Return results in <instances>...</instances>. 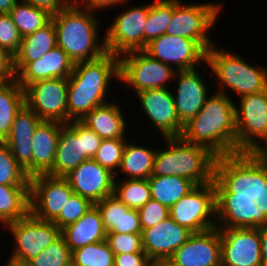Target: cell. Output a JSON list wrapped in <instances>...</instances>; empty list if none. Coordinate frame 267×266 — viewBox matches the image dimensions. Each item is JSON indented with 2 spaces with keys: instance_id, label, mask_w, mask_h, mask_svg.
<instances>
[{
  "instance_id": "cell-1",
  "label": "cell",
  "mask_w": 267,
  "mask_h": 266,
  "mask_svg": "<svg viewBox=\"0 0 267 266\" xmlns=\"http://www.w3.org/2000/svg\"><path fill=\"white\" fill-rule=\"evenodd\" d=\"M237 197L236 169L228 167L214 182L196 186L176 202L169 209L170 217L191 232L201 233L217 227Z\"/></svg>"
},
{
  "instance_id": "cell-2",
  "label": "cell",
  "mask_w": 267,
  "mask_h": 266,
  "mask_svg": "<svg viewBox=\"0 0 267 266\" xmlns=\"http://www.w3.org/2000/svg\"><path fill=\"white\" fill-rule=\"evenodd\" d=\"M209 97L184 125L181 137L209 148L228 167L236 169V105L227 94L215 92Z\"/></svg>"
},
{
  "instance_id": "cell-3",
  "label": "cell",
  "mask_w": 267,
  "mask_h": 266,
  "mask_svg": "<svg viewBox=\"0 0 267 266\" xmlns=\"http://www.w3.org/2000/svg\"><path fill=\"white\" fill-rule=\"evenodd\" d=\"M218 228L221 266H262L259 197L238 196Z\"/></svg>"
},
{
  "instance_id": "cell-4",
  "label": "cell",
  "mask_w": 267,
  "mask_h": 266,
  "mask_svg": "<svg viewBox=\"0 0 267 266\" xmlns=\"http://www.w3.org/2000/svg\"><path fill=\"white\" fill-rule=\"evenodd\" d=\"M166 148L155 153V176H180L196 186L214 182L228 166L209 148L185 141L182 137L165 138Z\"/></svg>"
},
{
  "instance_id": "cell-5",
  "label": "cell",
  "mask_w": 267,
  "mask_h": 266,
  "mask_svg": "<svg viewBox=\"0 0 267 266\" xmlns=\"http://www.w3.org/2000/svg\"><path fill=\"white\" fill-rule=\"evenodd\" d=\"M119 79V56L105 53L102 57L75 63L68 79V123L79 121L94 108L108 103L110 80Z\"/></svg>"
},
{
  "instance_id": "cell-6",
  "label": "cell",
  "mask_w": 267,
  "mask_h": 266,
  "mask_svg": "<svg viewBox=\"0 0 267 266\" xmlns=\"http://www.w3.org/2000/svg\"><path fill=\"white\" fill-rule=\"evenodd\" d=\"M51 20L55 26L57 46L74 64L96 60L107 53L105 38L102 42L98 39L100 25L95 19L94 11L70 2Z\"/></svg>"
},
{
  "instance_id": "cell-7",
  "label": "cell",
  "mask_w": 267,
  "mask_h": 266,
  "mask_svg": "<svg viewBox=\"0 0 267 266\" xmlns=\"http://www.w3.org/2000/svg\"><path fill=\"white\" fill-rule=\"evenodd\" d=\"M217 44L207 51L206 64L220 81L219 93L226 94L225 86L240 97L267 89V68L250 66L237 53L217 49Z\"/></svg>"
},
{
  "instance_id": "cell-8",
  "label": "cell",
  "mask_w": 267,
  "mask_h": 266,
  "mask_svg": "<svg viewBox=\"0 0 267 266\" xmlns=\"http://www.w3.org/2000/svg\"><path fill=\"white\" fill-rule=\"evenodd\" d=\"M181 3L180 0H172V17L165 34L195 40L208 51L216 43L206 34L218 19L222 5Z\"/></svg>"
},
{
  "instance_id": "cell-9",
  "label": "cell",
  "mask_w": 267,
  "mask_h": 266,
  "mask_svg": "<svg viewBox=\"0 0 267 266\" xmlns=\"http://www.w3.org/2000/svg\"><path fill=\"white\" fill-rule=\"evenodd\" d=\"M5 227L11 230L16 242L7 260L11 266H24L61 236V229L53 221L39 220L31 213Z\"/></svg>"
},
{
  "instance_id": "cell-10",
  "label": "cell",
  "mask_w": 267,
  "mask_h": 266,
  "mask_svg": "<svg viewBox=\"0 0 267 266\" xmlns=\"http://www.w3.org/2000/svg\"><path fill=\"white\" fill-rule=\"evenodd\" d=\"M240 98V108L236 107V169L243 157L267 137V89Z\"/></svg>"
},
{
  "instance_id": "cell-11",
  "label": "cell",
  "mask_w": 267,
  "mask_h": 266,
  "mask_svg": "<svg viewBox=\"0 0 267 266\" xmlns=\"http://www.w3.org/2000/svg\"><path fill=\"white\" fill-rule=\"evenodd\" d=\"M176 67L150 57L143 50L119 56V80L127 83L135 93L147 89L167 88L174 79Z\"/></svg>"
},
{
  "instance_id": "cell-12",
  "label": "cell",
  "mask_w": 267,
  "mask_h": 266,
  "mask_svg": "<svg viewBox=\"0 0 267 266\" xmlns=\"http://www.w3.org/2000/svg\"><path fill=\"white\" fill-rule=\"evenodd\" d=\"M68 79L54 78L34 82L24 88L25 104L45 121L68 123Z\"/></svg>"
},
{
  "instance_id": "cell-13",
  "label": "cell",
  "mask_w": 267,
  "mask_h": 266,
  "mask_svg": "<svg viewBox=\"0 0 267 266\" xmlns=\"http://www.w3.org/2000/svg\"><path fill=\"white\" fill-rule=\"evenodd\" d=\"M124 11L116 17L104 35L106 51L116 56L144 50V26L149 4Z\"/></svg>"
},
{
  "instance_id": "cell-14",
  "label": "cell",
  "mask_w": 267,
  "mask_h": 266,
  "mask_svg": "<svg viewBox=\"0 0 267 266\" xmlns=\"http://www.w3.org/2000/svg\"><path fill=\"white\" fill-rule=\"evenodd\" d=\"M74 193L65 177L39 174L30 177V213L37 219L53 221Z\"/></svg>"
},
{
  "instance_id": "cell-15",
  "label": "cell",
  "mask_w": 267,
  "mask_h": 266,
  "mask_svg": "<svg viewBox=\"0 0 267 266\" xmlns=\"http://www.w3.org/2000/svg\"><path fill=\"white\" fill-rule=\"evenodd\" d=\"M143 51L164 64H174L177 71L192 70L198 64L204 67L207 61V51L197 41L168 34L151 40Z\"/></svg>"
},
{
  "instance_id": "cell-16",
  "label": "cell",
  "mask_w": 267,
  "mask_h": 266,
  "mask_svg": "<svg viewBox=\"0 0 267 266\" xmlns=\"http://www.w3.org/2000/svg\"><path fill=\"white\" fill-rule=\"evenodd\" d=\"M168 88L147 89L137 93L143 113L159 130L163 138L181 137L184 126L180 123L172 91Z\"/></svg>"
},
{
  "instance_id": "cell-17",
  "label": "cell",
  "mask_w": 267,
  "mask_h": 266,
  "mask_svg": "<svg viewBox=\"0 0 267 266\" xmlns=\"http://www.w3.org/2000/svg\"><path fill=\"white\" fill-rule=\"evenodd\" d=\"M65 178L74 193L93 204L113 195L115 174L102 167L94 159H87L73 169Z\"/></svg>"
},
{
  "instance_id": "cell-18",
  "label": "cell",
  "mask_w": 267,
  "mask_h": 266,
  "mask_svg": "<svg viewBox=\"0 0 267 266\" xmlns=\"http://www.w3.org/2000/svg\"><path fill=\"white\" fill-rule=\"evenodd\" d=\"M173 266H221V237L218 226L193 233L169 258Z\"/></svg>"
},
{
  "instance_id": "cell-19",
  "label": "cell",
  "mask_w": 267,
  "mask_h": 266,
  "mask_svg": "<svg viewBox=\"0 0 267 266\" xmlns=\"http://www.w3.org/2000/svg\"><path fill=\"white\" fill-rule=\"evenodd\" d=\"M74 62L58 46L32 62H14L15 79L24 89L41 80L68 78L74 69Z\"/></svg>"
},
{
  "instance_id": "cell-20",
  "label": "cell",
  "mask_w": 267,
  "mask_h": 266,
  "mask_svg": "<svg viewBox=\"0 0 267 266\" xmlns=\"http://www.w3.org/2000/svg\"><path fill=\"white\" fill-rule=\"evenodd\" d=\"M257 143L236 169L238 196L267 197V137Z\"/></svg>"
},
{
  "instance_id": "cell-21",
  "label": "cell",
  "mask_w": 267,
  "mask_h": 266,
  "mask_svg": "<svg viewBox=\"0 0 267 266\" xmlns=\"http://www.w3.org/2000/svg\"><path fill=\"white\" fill-rule=\"evenodd\" d=\"M193 234L171 217L142 230L143 251L150 259H169Z\"/></svg>"
},
{
  "instance_id": "cell-22",
  "label": "cell",
  "mask_w": 267,
  "mask_h": 266,
  "mask_svg": "<svg viewBox=\"0 0 267 266\" xmlns=\"http://www.w3.org/2000/svg\"><path fill=\"white\" fill-rule=\"evenodd\" d=\"M176 77L179 78L177 94L172 93V96L179 121L184 126L198 114L209 95L203 77L196 69L176 71Z\"/></svg>"
},
{
  "instance_id": "cell-23",
  "label": "cell",
  "mask_w": 267,
  "mask_h": 266,
  "mask_svg": "<svg viewBox=\"0 0 267 266\" xmlns=\"http://www.w3.org/2000/svg\"><path fill=\"white\" fill-rule=\"evenodd\" d=\"M42 120L24 104L14 117L9 136L5 139L16 162L32 177V137Z\"/></svg>"
},
{
  "instance_id": "cell-24",
  "label": "cell",
  "mask_w": 267,
  "mask_h": 266,
  "mask_svg": "<svg viewBox=\"0 0 267 266\" xmlns=\"http://www.w3.org/2000/svg\"><path fill=\"white\" fill-rule=\"evenodd\" d=\"M88 158L84 155L83 137H79V121L63 123L52 170L54 177H65Z\"/></svg>"
},
{
  "instance_id": "cell-25",
  "label": "cell",
  "mask_w": 267,
  "mask_h": 266,
  "mask_svg": "<svg viewBox=\"0 0 267 266\" xmlns=\"http://www.w3.org/2000/svg\"><path fill=\"white\" fill-rule=\"evenodd\" d=\"M63 123L42 120L32 137V176L48 174L55 159L58 139Z\"/></svg>"
},
{
  "instance_id": "cell-26",
  "label": "cell",
  "mask_w": 267,
  "mask_h": 266,
  "mask_svg": "<svg viewBox=\"0 0 267 266\" xmlns=\"http://www.w3.org/2000/svg\"><path fill=\"white\" fill-rule=\"evenodd\" d=\"M79 122L93 130L102 140L126 138V122L115 102H108L86 113Z\"/></svg>"
},
{
  "instance_id": "cell-27",
  "label": "cell",
  "mask_w": 267,
  "mask_h": 266,
  "mask_svg": "<svg viewBox=\"0 0 267 266\" xmlns=\"http://www.w3.org/2000/svg\"><path fill=\"white\" fill-rule=\"evenodd\" d=\"M70 251L106 240L101 214L94 205L78 221L61 229Z\"/></svg>"
},
{
  "instance_id": "cell-28",
  "label": "cell",
  "mask_w": 267,
  "mask_h": 266,
  "mask_svg": "<svg viewBox=\"0 0 267 266\" xmlns=\"http://www.w3.org/2000/svg\"><path fill=\"white\" fill-rule=\"evenodd\" d=\"M30 213V185L0 184V222L5 226Z\"/></svg>"
},
{
  "instance_id": "cell-29",
  "label": "cell",
  "mask_w": 267,
  "mask_h": 266,
  "mask_svg": "<svg viewBox=\"0 0 267 266\" xmlns=\"http://www.w3.org/2000/svg\"><path fill=\"white\" fill-rule=\"evenodd\" d=\"M148 182L151 199L158 201L169 209L196 187L192 181L180 176L151 175Z\"/></svg>"
},
{
  "instance_id": "cell-30",
  "label": "cell",
  "mask_w": 267,
  "mask_h": 266,
  "mask_svg": "<svg viewBox=\"0 0 267 266\" xmlns=\"http://www.w3.org/2000/svg\"><path fill=\"white\" fill-rule=\"evenodd\" d=\"M24 104V89L16 79L0 82V141L9 136L14 117Z\"/></svg>"
},
{
  "instance_id": "cell-31",
  "label": "cell",
  "mask_w": 267,
  "mask_h": 266,
  "mask_svg": "<svg viewBox=\"0 0 267 266\" xmlns=\"http://www.w3.org/2000/svg\"><path fill=\"white\" fill-rule=\"evenodd\" d=\"M126 142L121 164L118 169L127 176L126 179H148L153 172L154 157L157 150Z\"/></svg>"
},
{
  "instance_id": "cell-32",
  "label": "cell",
  "mask_w": 267,
  "mask_h": 266,
  "mask_svg": "<svg viewBox=\"0 0 267 266\" xmlns=\"http://www.w3.org/2000/svg\"><path fill=\"white\" fill-rule=\"evenodd\" d=\"M57 46L56 31L51 20L36 32L22 38L19 51L14 55V62H32Z\"/></svg>"
},
{
  "instance_id": "cell-33",
  "label": "cell",
  "mask_w": 267,
  "mask_h": 266,
  "mask_svg": "<svg viewBox=\"0 0 267 266\" xmlns=\"http://www.w3.org/2000/svg\"><path fill=\"white\" fill-rule=\"evenodd\" d=\"M9 15L17 26L22 38L44 27L52 18L45 11L34 7L24 0H19L11 9Z\"/></svg>"
},
{
  "instance_id": "cell-34",
  "label": "cell",
  "mask_w": 267,
  "mask_h": 266,
  "mask_svg": "<svg viewBox=\"0 0 267 266\" xmlns=\"http://www.w3.org/2000/svg\"><path fill=\"white\" fill-rule=\"evenodd\" d=\"M114 181L113 195L130 209H139L151 199L148 179Z\"/></svg>"
},
{
  "instance_id": "cell-35",
  "label": "cell",
  "mask_w": 267,
  "mask_h": 266,
  "mask_svg": "<svg viewBox=\"0 0 267 266\" xmlns=\"http://www.w3.org/2000/svg\"><path fill=\"white\" fill-rule=\"evenodd\" d=\"M172 17V0H155L149 4L144 26V49L153 39L165 34Z\"/></svg>"
},
{
  "instance_id": "cell-36",
  "label": "cell",
  "mask_w": 267,
  "mask_h": 266,
  "mask_svg": "<svg viewBox=\"0 0 267 266\" xmlns=\"http://www.w3.org/2000/svg\"><path fill=\"white\" fill-rule=\"evenodd\" d=\"M115 254L106 240L72 251V266H114Z\"/></svg>"
},
{
  "instance_id": "cell-37",
  "label": "cell",
  "mask_w": 267,
  "mask_h": 266,
  "mask_svg": "<svg viewBox=\"0 0 267 266\" xmlns=\"http://www.w3.org/2000/svg\"><path fill=\"white\" fill-rule=\"evenodd\" d=\"M0 184L30 185V177L16 162L4 141H0Z\"/></svg>"
},
{
  "instance_id": "cell-38",
  "label": "cell",
  "mask_w": 267,
  "mask_h": 266,
  "mask_svg": "<svg viewBox=\"0 0 267 266\" xmlns=\"http://www.w3.org/2000/svg\"><path fill=\"white\" fill-rule=\"evenodd\" d=\"M24 266H72V252L65 239L60 236Z\"/></svg>"
},
{
  "instance_id": "cell-39",
  "label": "cell",
  "mask_w": 267,
  "mask_h": 266,
  "mask_svg": "<svg viewBox=\"0 0 267 266\" xmlns=\"http://www.w3.org/2000/svg\"><path fill=\"white\" fill-rule=\"evenodd\" d=\"M126 142V138L102 140L100 147L93 157L102 167L114 173L115 178L119 175L117 168L119 169L120 167Z\"/></svg>"
},
{
  "instance_id": "cell-40",
  "label": "cell",
  "mask_w": 267,
  "mask_h": 266,
  "mask_svg": "<svg viewBox=\"0 0 267 266\" xmlns=\"http://www.w3.org/2000/svg\"><path fill=\"white\" fill-rule=\"evenodd\" d=\"M93 206L94 204L90 200L73 193L53 223L62 229L78 221Z\"/></svg>"
},
{
  "instance_id": "cell-41",
  "label": "cell",
  "mask_w": 267,
  "mask_h": 266,
  "mask_svg": "<svg viewBox=\"0 0 267 266\" xmlns=\"http://www.w3.org/2000/svg\"><path fill=\"white\" fill-rule=\"evenodd\" d=\"M99 210L106 233H120L122 202L114 195L94 204Z\"/></svg>"
},
{
  "instance_id": "cell-42",
  "label": "cell",
  "mask_w": 267,
  "mask_h": 266,
  "mask_svg": "<svg viewBox=\"0 0 267 266\" xmlns=\"http://www.w3.org/2000/svg\"><path fill=\"white\" fill-rule=\"evenodd\" d=\"M106 241L115 255L145 253L142 247V234L107 233Z\"/></svg>"
},
{
  "instance_id": "cell-43",
  "label": "cell",
  "mask_w": 267,
  "mask_h": 266,
  "mask_svg": "<svg viewBox=\"0 0 267 266\" xmlns=\"http://www.w3.org/2000/svg\"><path fill=\"white\" fill-rule=\"evenodd\" d=\"M22 37L9 14H0V46L13 56L19 51Z\"/></svg>"
},
{
  "instance_id": "cell-44",
  "label": "cell",
  "mask_w": 267,
  "mask_h": 266,
  "mask_svg": "<svg viewBox=\"0 0 267 266\" xmlns=\"http://www.w3.org/2000/svg\"><path fill=\"white\" fill-rule=\"evenodd\" d=\"M142 230L153 227L170 217V210L156 200L150 199L138 209Z\"/></svg>"
},
{
  "instance_id": "cell-45",
  "label": "cell",
  "mask_w": 267,
  "mask_h": 266,
  "mask_svg": "<svg viewBox=\"0 0 267 266\" xmlns=\"http://www.w3.org/2000/svg\"><path fill=\"white\" fill-rule=\"evenodd\" d=\"M120 233L142 234L138 209H130L122 202Z\"/></svg>"
},
{
  "instance_id": "cell-46",
  "label": "cell",
  "mask_w": 267,
  "mask_h": 266,
  "mask_svg": "<svg viewBox=\"0 0 267 266\" xmlns=\"http://www.w3.org/2000/svg\"><path fill=\"white\" fill-rule=\"evenodd\" d=\"M259 232L262 266H267V197H259Z\"/></svg>"
},
{
  "instance_id": "cell-47",
  "label": "cell",
  "mask_w": 267,
  "mask_h": 266,
  "mask_svg": "<svg viewBox=\"0 0 267 266\" xmlns=\"http://www.w3.org/2000/svg\"><path fill=\"white\" fill-rule=\"evenodd\" d=\"M79 137H83L84 155L88 159H93L102 139L91 129L79 122Z\"/></svg>"
},
{
  "instance_id": "cell-48",
  "label": "cell",
  "mask_w": 267,
  "mask_h": 266,
  "mask_svg": "<svg viewBox=\"0 0 267 266\" xmlns=\"http://www.w3.org/2000/svg\"><path fill=\"white\" fill-rule=\"evenodd\" d=\"M14 56L0 46V81L15 79Z\"/></svg>"
},
{
  "instance_id": "cell-49",
  "label": "cell",
  "mask_w": 267,
  "mask_h": 266,
  "mask_svg": "<svg viewBox=\"0 0 267 266\" xmlns=\"http://www.w3.org/2000/svg\"><path fill=\"white\" fill-rule=\"evenodd\" d=\"M150 258L146 253L115 255L114 266H147Z\"/></svg>"
},
{
  "instance_id": "cell-50",
  "label": "cell",
  "mask_w": 267,
  "mask_h": 266,
  "mask_svg": "<svg viewBox=\"0 0 267 266\" xmlns=\"http://www.w3.org/2000/svg\"><path fill=\"white\" fill-rule=\"evenodd\" d=\"M34 7L41 9L51 16H54L60 10L64 9L69 3V0H24Z\"/></svg>"
},
{
  "instance_id": "cell-51",
  "label": "cell",
  "mask_w": 267,
  "mask_h": 266,
  "mask_svg": "<svg viewBox=\"0 0 267 266\" xmlns=\"http://www.w3.org/2000/svg\"><path fill=\"white\" fill-rule=\"evenodd\" d=\"M125 1L127 0H76L75 3L80 7L83 6L82 4H84L85 6L82 8L96 12V10L99 11V8L102 10V8L105 9L110 6H121V4L123 5Z\"/></svg>"
},
{
  "instance_id": "cell-52",
  "label": "cell",
  "mask_w": 267,
  "mask_h": 266,
  "mask_svg": "<svg viewBox=\"0 0 267 266\" xmlns=\"http://www.w3.org/2000/svg\"><path fill=\"white\" fill-rule=\"evenodd\" d=\"M19 0H0V14H9Z\"/></svg>"
},
{
  "instance_id": "cell-53",
  "label": "cell",
  "mask_w": 267,
  "mask_h": 266,
  "mask_svg": "<svg viewBox=\"0 0 267 266\" xmlns=\"http://www.w3.org/2000/svg\"><path fill=\"white\" fill-rule=\"evenodd\" d=\"M147 266H173L169 259H150Z\"/></svg>"
}]
</instances>
